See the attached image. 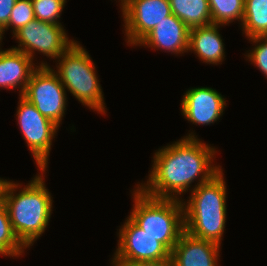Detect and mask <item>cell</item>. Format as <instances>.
Segmentation results:
<instances>
[{
  "label": "cell",
  "mask_w": 267,
  "mask_h": 266,
  "mask_svg": "<svg viewBox=\"0 0 267 266\" xmlns=\"http://www.w3.org/2000/svg\"><path fill=\"white\" fill-rule=\"evenodd\" d=\"M189 132L155 151L147 181L136 185L145 194L155 198L182 200L183 193L191 192L222 169L221 165L215 163L218 148L198 138L195 130Z\"/></svg>",
  "instance_id": "obj_1"
},
{
  "label": "cell",
  "mask_w": 267,
  "mask_h": 266,
  "mask_svg": "<svg viewBox=\"0 0 267 266\" xmlns=\"http://www.w3.org/2000/svg\"><path fill=\"white\" fill-rule=\"evenodd\" d=\"M38 171L24 186L4 178L0 185L12 229L26 248H31L46 231L53 213L54 200L44 180L48 169Z\"/></svg>",
  "instance_id": "obj_2"
},
{
  "label": "cell",
  "mask_w": 267,
  "mask_h": 266,
  "mask_svg": "<svg viewBox=\"0 0 267 266\" xmlns=\"http://www.w3.org/2000/svg\"><path fill=\"white\" fill-rule=\"evenodd\" d=\"M224 170L194 188L182 199L185 232L221 245L227 219V184Z\"/></svg>",
  "instance_id": "obj_3"
},
{
  "label": "cell",
  "mask_w": 267,
  "mask_h": 266,
  "mask_svg": "<svg viewBox=\"0 0 267 266\" xmlns=\"http://www.w3.org/2000/svg\"><path fill=\"white\" fill-rule=\"evenodd\" d=\"M134 187L131 190L134 204L128 217L172 251L185 232L182 200L151 197Z\"/></svg>",
  "instance_id": "obj_4"
},
{
  "label": "cell",
  "mask_w": 267,
  "mask_h": 266,
  "mask_svg": "<svg viewBox=\"0 0 267 266\" xmlns=\"http://www.w3.org/2000/svg\"><path fill=\"white\" fill-rule=\"evenodd\" d=\"M55 62L56 70L53 69L66 91L83 106L105 115L107 108L96 64L84 46L74 42Z\"/></svg>",
  "instance_id": "obj_5"
},
{
  "label": "cell",
  "mask_w": 267,
  "mask_h": 266,
  "mask_svg": "<svg viewBox=\"0 0 267 266\" xmlns=\"http://www.w3.org/2000/svg\"><path fill=\"white\" fill-rule=\"evenodd\" d=\"M15 116L17 125L25 140L28 150L35 160L37 170H47L52 143L59 127L51 120L44 117L36 107L19 96Z\"/></svg>",
  "instance_id": "obj_6"
},
{
  "label": "cell",
  "mask_w": 267,
  "mask_h": 266,
  "mask_svg": "<svg viewBox=\"0 0 267 266\" xmlns=\"http://www.w3.org/2000/svg\"><path fill=\"white\" fill-rule=\"evenodd\" d=\"M66 89L51 66H38L27 83L23 97L47 119L61 127L67 111Z\"/></svg>",
  "instance_id": "obj_7"
},
{
  "label": "cell",
  "mask_w": 267,
  "mask_h": 266,
  "mask_svg": "<svg viewBox=\"0 0 267 266\" xmlns=\"http://www.w3.org/2000/svg\"><path fill=\"white\" fill-rule=\"evenodd\" d=\"M12 37L18 43L17 47L12 46V48L24 52L33 61L35 53H41L53 60V63L77 41L68 37L63 25L37 19L20 28Z\"/></svg>",
  "instance_id": "obj_8"
},
{
  "label": "cell",
  "mask_w": 267,
  "mask_h": 266,
  "mask_svg": "<svg viewBox=\"0 0 267 266\" xmlns=\"http://www.w3.org/2000/svg\"><path fill=\"white\" fill-rule=\"evenodd\" d=\"M117 233L118 244L110 264L161 261L171 258V251L155 237L139 228L129 217Z\"/></svg>",
  "instance_id": "obj_9"
},
{
  "label": "cell",
  "mask_w": 267,
  "mask_h": 266,
  "mask_svg": "<svg viewBox=\"0 0 267 266\" xmlns=\"http://www.w3.org/2000/svg\"><path fill=\"white\" fill-rule=\"evenodd\" d=\"M124 37L134 48L165 17L172 15L169 0H118Z\"/></svg>",
  "instance_id": "obj_10"
},
{
  "label": "cell",
  "mask_w": 267,
  "mask_h": 266,
  "mask_svg": "<svg viewBox=\"0 0 267 266\" xmlns=\"http://www.w3.org/2000/svg\"><path fill=\"white\" fill-rule=\"evenodd\" d=\"M227 100L211 87H192L185 91L181 100V115L194 125H211L222 117Z\"/></svg>",
  "instance_id": "obj_11"
},
{
  "label": "cell",
  "mask_w": 267,
  "mask_h": 266,
  "mask_svg": "<svg viewBox=\"0 0 267 266\" xmlns=\"http://www.w3.org/2000/svg\"><path fill=\"white\" fill-rule=\"evenodd\" d=\"M189 31L186 24L174 14L165 17L135 47H147L176 56L188 53Z\"/></svg>",
  "instance_id": "obj_12"
},
{
  "label": "cell",
  "mask_w": 267,
  "mask_h": 266,
  "mask_svg": "<svg viewBox=\"0 0 267 266\" xmlns=\"http://www.w3.org/2000/svg\"><path fill=\"white\" fill-rule=\"evenodd\" d=\"M1 44L0 42V88L9 91L18 89L19 96L23 95L34 70L38 66H50V64L47 61L35 63L24 52L14 48L3 50Z\"/></svg>",
  "instance_id": "obj_13"
},
{
  "label": "cell",
  "mask_w": 267,
  "mask_h": 266,
  "mask_svg": "<svg viewBox=\"0 0 267 266\" xmlns=\"http://www.w3.org/2000/svg\"><path fill=\"white\" fill-rule=\"evenodd\" d=\"M221 245L184 232L171 251L174 266H220Z\"/></svg>",
  "instance_id": "obj_14"
},
{
  "label": "cell",
  "mask_w": 267,
  "mask_h": 266,
  "mask_svg": "<svg viewBox=\"0 0 267 266\" xmlns=\"http://www.w3.org/2000/svg\"><path fill=\"white\" fill-rule=\"evenodd\" d=\"M223 25L211 24L190 29L188 52H193L202 63L218 65L225 59V44L219 33Z\"/></svg>",
  "instance_id": "obj_15"
},
{
  "label": "cell",
  "mask_w": 267,
  "mask_h": 266,
  "mask_svg": "<svg viewBox=\"0 0 267 266\" xmlns=\"http://www.w3.org/2000/svg\"><path fill=\"white\" fill-rule=\"evenodd\" d=\"M172 14L189 29L212 24L208 0H169Z\"/></svg>",
  "instance_id": "obj_16"
},
{
  "label": "cell",
  "mask_w": 267,
  "mask_h": 266,
  "mask_svg": "<svg viewBox=\"0 0 267 266\" xmlns=\"http://www.w3.org/2000/svg\"><path fill=\"white\" fill-rule=\"evenodd\" d=\"M247 39L267 33V0H245L241 26Z\"/></svg>",
  "instance_id": "obj_17"
},
{
  "label": "cell",
  "mask_w": 267,
  "mask_h": 266,
  "mask_svg": "<svg viewBox=\"0 0 267 266\" xmlns=\"http://www.w3.org/2000/svg\"><path fill=\"white\" fill-rule=\"evenodd\" d=\"M26 249L12 229L7 207L0 195V255L19 258Z\"/></svg>",
  "instance_id": "obj_18"
},
{
  "label": "cell",
  "mask_w": 267,
  "mask_h": 266,
  "mask_svg": "<svg viewBox=\"0 0 267 266\" xmlns=\"http://www.w3.org/2000/svg\"><path fill=\"white\" fill-rule=\"evenodd\" d=\"M212 24L227 26L238 21L242 24L245 0H208Z\"/></svg>",
  "instance_id": "obj_19"
},
{
  "label": "cell",
  "mask_w": 267,
  "mask_h": 266,
  "mask_svg": "<svg viewBox=\"0 0 267 266\" xmlns=\"http://www.w3.org/2000/svg\"><path fill=\"white\" fill-rule=\"evenodd\" d=\"M35 19L33 3L31 0H17L11 11L8 24L0 31V42L4 39V33L11 30L12 35L20 28Z\"/></svg>",
  "instance_id": "obj_20"
},
{
  "label": "cell",
  "mask_w": 267,
  "mask_h": 266,
  "mask_svg": "<svg viewBox=\"0 0 267 266\" xmlns=\"http://www.w3.org/2000/svg\"><path fill=\"white\" fill-rule=\"evenodd\" d=\"M35 19L62 25L59 21L67 0H31Z\"/></svg>",
  "instance_id": "obj_21"
},
{
  "label": "cell",
  "mask_w": 267,
  "mask_h": 266,
  "mask_svg": "<svg viewBox=\"0 0 267 266\" xmlns=\"http://www.w3.org/2000/svg\"><path fill=\"white\" fill-rule=\"evenodd\" d=\"M251 42V50L246 51L245 58L267 78V37L257 36L247 39Z\"/></svg>",
  "instance_id": "obj_22"
},
{
  "label": "cell",
  "mask_w": 267,
  "mask_h": 266,
  "mask_svg": "<svg viewBox=\"0 0 267 266\" xmlns=\"http://www.w3.org/2000/svg\"><path fill=\"white\" fill-rule=\"evenodd\" d=\"M17 0H0V31L8 24L11 11Z\"/></svg>",
  "instance_id": "obj_23"
},
{
  "label": "cell",
  "mask_w": 267,
  "mask_h": 266,
  "mask_svg": "<svg viewBox=\"0 0 267 266\" xmlns=\"http://www.w3.org/2000/svg\"><path fill=\"white\" fill-rule=\"evenodd\" d=\"M111 266H174L171 258L161 261L134 262L129 264H112Z\"/></svg>",
  "instance_id": "obj_24"
}]
</instances>
